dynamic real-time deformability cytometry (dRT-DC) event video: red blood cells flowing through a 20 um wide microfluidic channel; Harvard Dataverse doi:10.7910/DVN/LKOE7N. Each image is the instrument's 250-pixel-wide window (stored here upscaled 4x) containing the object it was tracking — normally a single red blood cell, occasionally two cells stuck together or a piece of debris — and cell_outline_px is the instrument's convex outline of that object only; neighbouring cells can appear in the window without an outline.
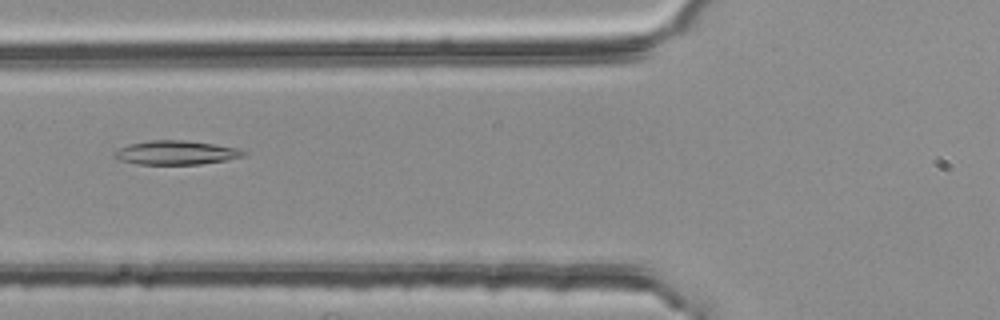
{"species": "common noctule bat (a hibernating species)", "species_latin": "Nyctalus noctula", "temperature_condition": "room temperature", "stored_images_in_passage": 33, "camera_frame_rate_fps": 3000, "um_per_image_px": 0.085, "animal": {"sex": "female", "body_mass_g": 25.1}, "frame": {"image": 1, "passage_image": 4, "time_ms": 1.0, "image_size_px": [1000, 320], "cell_outline_px": [[248, 152], [244, 156], [228, 160], [200, 164], [136, 164], [120, 160], [112, 156], [120, 148], [128, 144], [148, 140], [184, 140], [212, 144], [236, 148]], "centroid_in_image_um": [14.96, 12.98], "position_along_channel_um": 110.8, "area_um2": 17.98}}
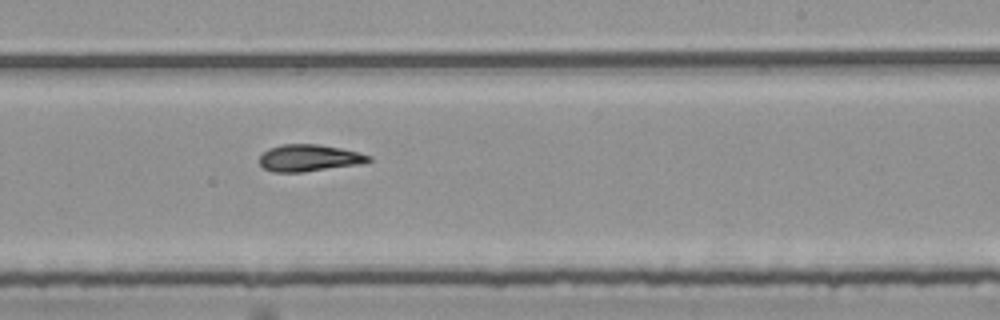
{"frame": {"image": 2, "passage_image": 16, "time_ms": 5.0, "image_size_px": [1000, 320], "cell_outline_px": [[372, 160], [360, 164], [304, 172], [276, 172], [264, 168], [260, 164], [260, 156], [268, 148], [280, 144], [320, 144], [340, 148], [372, 156]], "centroid_in_image_um": [26.27, 13.42], "position_along_channel_um": 262.7, "area_um2": 17.05}}
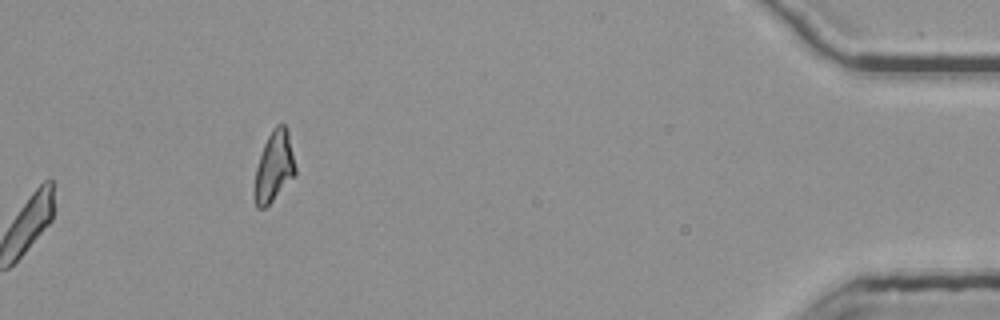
{"frame": {"image": 3, "passage_image": 33, "time_ms": 10.667, "image_size_px": [1000, 320], "cell_outline_px": [[296, 176], [264, 208], [256, 208], [256, 168], [264, 144], [272, 128], [276, 124], [284, 124], [288, 128], [296, 168]], "centroid_in_image_um": [23.35, 14.1], "position_along_channel_um": 411.9, "area_um2": 16.53}}